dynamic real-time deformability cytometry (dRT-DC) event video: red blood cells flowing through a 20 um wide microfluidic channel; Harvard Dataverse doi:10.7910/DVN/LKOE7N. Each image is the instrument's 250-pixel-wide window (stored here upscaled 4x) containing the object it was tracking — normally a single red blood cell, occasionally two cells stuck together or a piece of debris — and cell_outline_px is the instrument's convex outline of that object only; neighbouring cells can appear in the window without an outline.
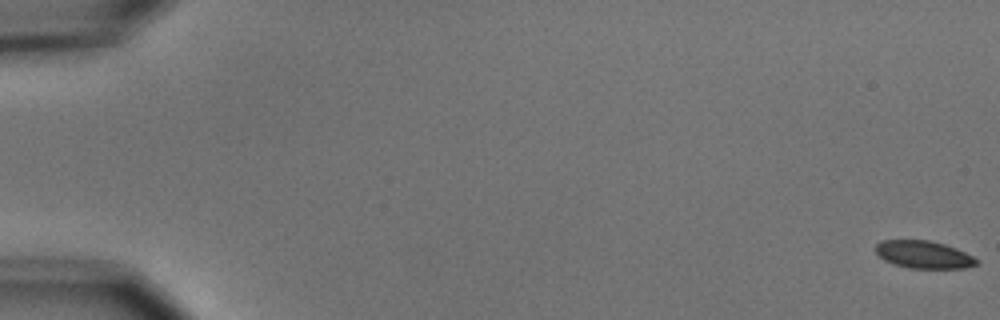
{"species": "common noctule bat (a hibernating species)", "species_latin": "Nyctalus noctula", "temperature_condition": "cold", "stored_images_in_passage": 8, "camera_frame_rate_fps": 3000, "um_per_image_px": 0.085, "animal": {"sex": "male", "body_mass_g": 15.6}, "frame": {"image": 1, "passage_image": 1, "time_ms": 0.0, "image_size_px": [1000, 320], "cell_outline_px": [[980, 264], [964, 268], [908, 268], [884, 260], [876, 252], [876, 244], [880, 240], [928, 240], [944, 244], [956, 248], [980, 260]], "centroid_in_image_um": [78.54, 21.64], "position_along_channel_um": 6.5, "area_um2": 16.18}}
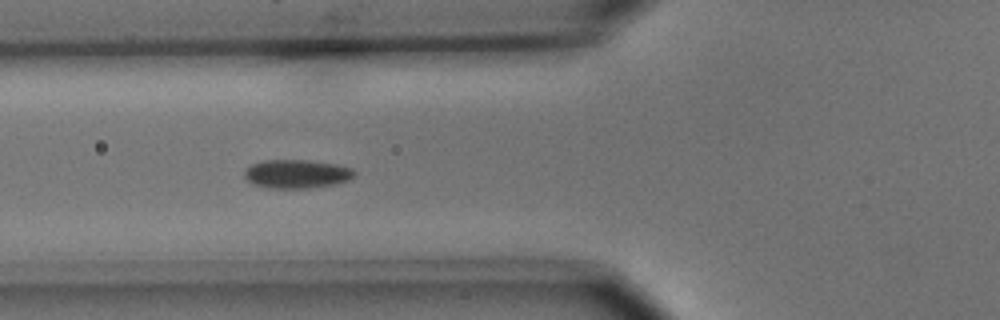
{"frame": {"image": 2, "passage_image": 7, "time_ms": 7.0, "image_size_px": [1000, 320], "cell_outline_px": [[356, 172], [348, 180], [336, 184], [308, 188], [268, 188], [252, 184], [244, 176], [244, 168], [252, 164], [264, 160], [308, 160], [336, 164], [352, 168]], "centroid_in_image_um": [25.19, 14.78], "position_along_channel_um": 100.6, "area_um2": 18.44}}
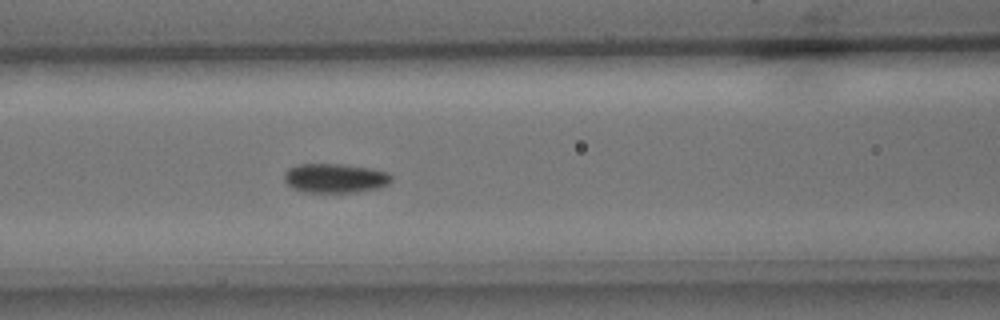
{"frame": {"image": 3, "passage_image": 8, "time_ms": 8.0, "image_size_px": [1000, 320], "cell_outline_px": [[392, 180], [388, 184], [380, 188], [360, 192], [304, 192], [292, 188], [284, 180], [284, 172], [288, 168], [300, 164], [344, 164], [368, 168], [388, 172], [392, 176]], "centroid_in_image_um": [28.49, 15.15], "position_along_channel_um": 138.1, "area_um2": 18.44}}